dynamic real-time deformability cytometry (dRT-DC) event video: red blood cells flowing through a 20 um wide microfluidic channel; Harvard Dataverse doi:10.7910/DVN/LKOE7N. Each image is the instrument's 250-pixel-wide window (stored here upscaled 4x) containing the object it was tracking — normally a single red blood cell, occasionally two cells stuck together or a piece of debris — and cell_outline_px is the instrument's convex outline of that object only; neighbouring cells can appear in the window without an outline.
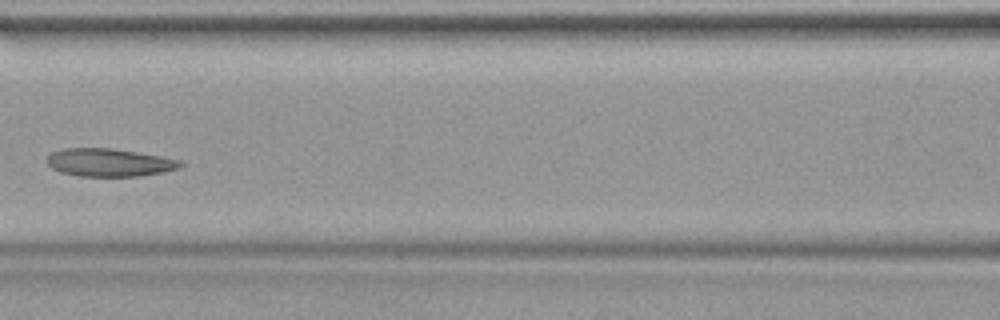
{"species": "common noctule bat (a hibernating species)", "species_latin": "Nyctalus noctula", "temperature_condition": "warm", "stored_images_in_passage": 12, "camera_frame_rate_fps": 3000, "um_per_image_px": 0.085, "animal": {"sex": "female", "body_mass_g": 19.9}, "frame": {"image": 1, "passage_image": 6, "time_ms": 1.667, "image_size_px": [1000, 320], "cell_outline_px": [[184, 164], [180, 168], [140, 176], [80, 176], [60, 172], [52, 168], [48, 164], [48, 156], [52, 152], [64, 148], [112, 148], [160, 156], [180, 160]], "centroid_in_image_um": [9.28, 13.81], "position_along_channel_um": 157.3, "area_um2": 21.56}}